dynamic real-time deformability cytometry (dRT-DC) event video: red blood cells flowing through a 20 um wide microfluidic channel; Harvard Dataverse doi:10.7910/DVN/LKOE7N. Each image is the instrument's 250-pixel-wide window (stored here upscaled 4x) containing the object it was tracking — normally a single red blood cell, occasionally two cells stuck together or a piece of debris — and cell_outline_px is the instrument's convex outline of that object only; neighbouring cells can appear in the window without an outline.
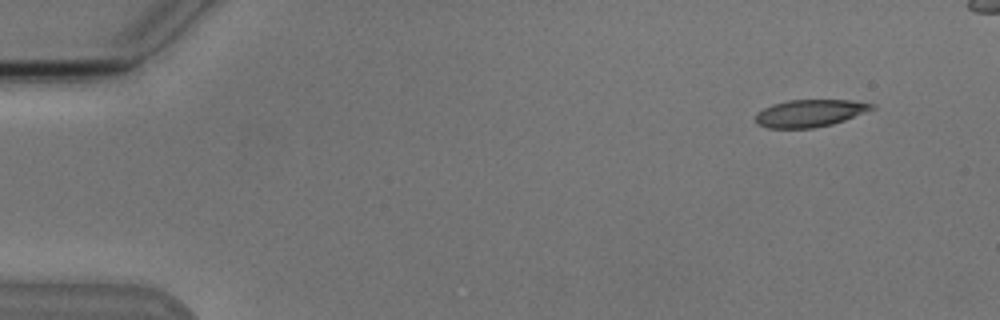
{"species": "Egyptian fruit bat (a non-hibernating species)", "species_latin": "Rousettus aegyptiacus", "temperature_condition": "cold", "stored_images_in_passage": 4, "camera_frame_rate_fps": 3000, "um_per_image_px": 0.085, "animal": {"sex": "male"}, "frame": {"image": 1, "passage_image": 1, "time_ms": 0.0, "image_size_px": [1000, 320], "cell_outline_px": [[876, 108], [844, 120], [832, 124], [812, 128], [768, 128], [756, 124], [756, 112], [772, 104], [788, 100], [852, 100], [876, 104]], "centroid_in_image_um": [68.84, 9.61], "position_along_channel_um": 16.2, "area_um2": 18.55}}